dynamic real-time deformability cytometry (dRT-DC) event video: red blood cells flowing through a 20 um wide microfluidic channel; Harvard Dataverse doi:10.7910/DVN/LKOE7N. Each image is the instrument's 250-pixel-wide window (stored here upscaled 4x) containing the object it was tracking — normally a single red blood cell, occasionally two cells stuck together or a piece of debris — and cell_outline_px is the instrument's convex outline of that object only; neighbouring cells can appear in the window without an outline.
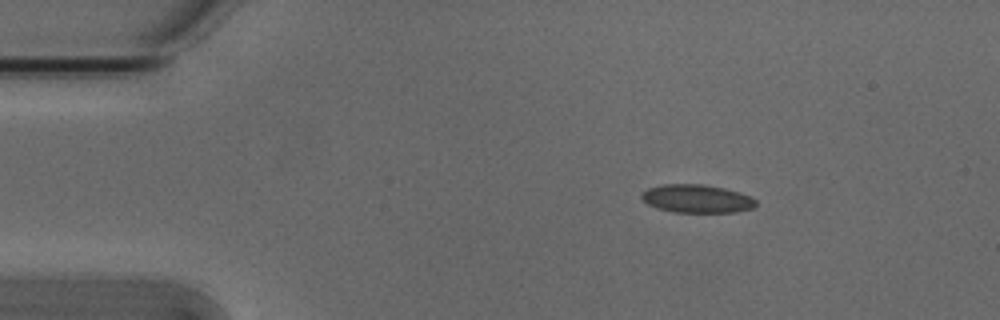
{"species": "Egyptian fruit bat (a non-hibernating species)", "species_latin": "Rousettus aegyptiacus", "temperature_condition": "cold", "stored_images_in_passage": 46, "camera_frame_rate_fps": 3000, "um_per_image_px": 0.085, "animal": {"sex": "male"}, "frame": {"image": 1, "passage_image": 1, "time_ms": 0.0, "image_size_px": [1000, 320], "cell_outline_px": [[756, 204], [752, 208], [736, 212], [672, 212], [656, 208], [648, 204], [640, 196], [640, 192], [648, 188], [660, 184], [704, 184], [724, 188], [740, 192], [756, 200]], "centroid_in_image_um": [59.19, 16.88], "position_along_channel_um": 25.8, "area_um2": 18.9}}
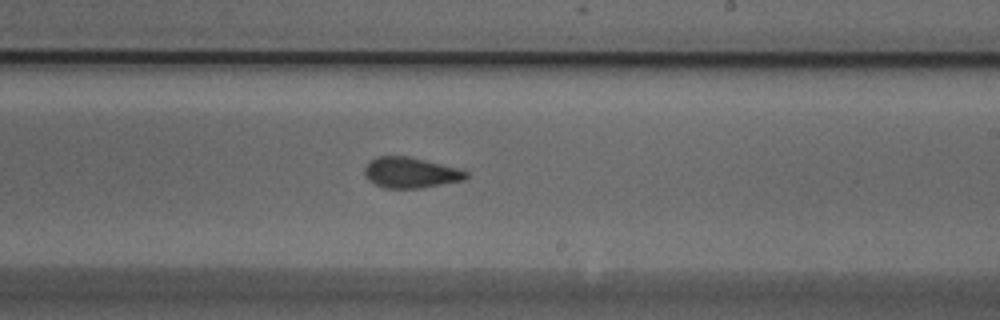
{"frame": {"image": 2, "passage_image": 24, "time_ms": 7.667, "image_size_px": [1000, 320], "cell_outline_px": [[468, 176], [464, 180], [420, 188], [384, 188], [368, 180], [364, 176], [364, 168], [376, 156], [408, 156], [464, 168], [468, 172]], "centroid_in_image_um": [34.95, 14.66], "position_along_channel_um": 254.1, "area_um2": 18.38}}
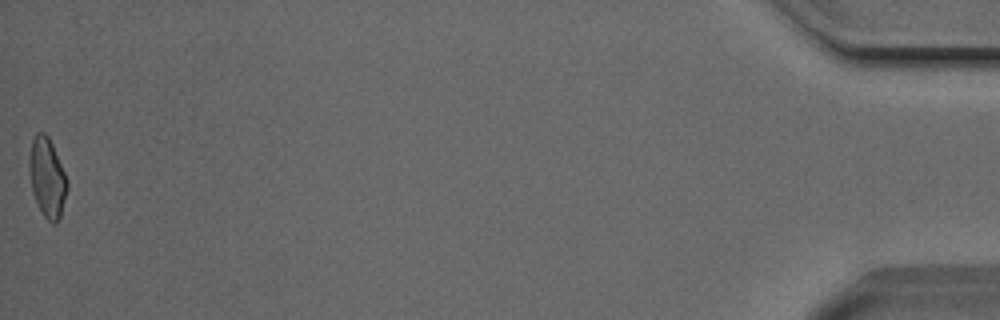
{"frame": {"image": 3, "passage_image": 46, "time_ms": 15.0, "image_size_px": [1000, 320], "cell_outline_px": [[68, 188], [60, 216], [56, 224], [52, 224], [44, 216], [32, 192], [28, 172], [28, 156], [32, 140], [36, 132], [44, 132], [48, 136], [52, 144], [68, 180]], "centroid_in_image_um": [3.99, 15.07], "position_along_channel_um": 431.2, "area_um2": 17.69}, "authors_computed_cell_mechanics": {"area_um2": 18.2937, "velocity_mm_per_s": 3.8269, "shape_relaxation_time_tau1_ms": null, "shape_relaxation_time_tau2_ms": 1.4422, "deformation_change_tau1": null, "deformation_change_tau2": 0.0615}}